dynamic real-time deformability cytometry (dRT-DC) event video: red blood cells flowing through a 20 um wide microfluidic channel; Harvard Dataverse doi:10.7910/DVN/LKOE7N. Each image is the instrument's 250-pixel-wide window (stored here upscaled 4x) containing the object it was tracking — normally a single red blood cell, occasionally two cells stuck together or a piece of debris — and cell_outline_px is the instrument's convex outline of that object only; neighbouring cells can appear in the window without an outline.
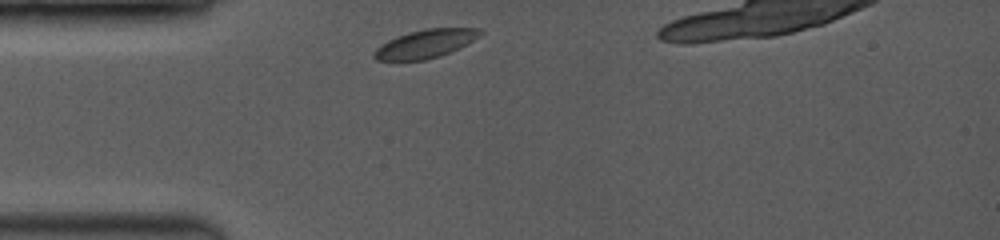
{"species": "common noctule bat (a hibernating species)", "species_latin": "Nyctalus noctula", "temperature_condition": "room temperature", "stored_images_in_passage": 23, "camera_frame_rate_fps": 3500, "um_per_image_px": 0.085, "animal": {"sex": "female", "body_mass_g": 19.0, "forearm_length_mm": 53.3}, "frame": {"image": 1, "passage_image": 1, "time_ms": 0.0, "image_size_px": [1000, 240], "cell_outline_px": [[484, 32], [480, 36], [440, 56], [424, 60], [376, 60], [372, 56], [372, 52], [376, 48], [388, 40], [396, 36], [408, 32], [428, 28], [480, 28]], "centroid_in_image_um": [36.12, 3.71], "position_along_channel_um": 48.9, "area_um2": 17.34}}
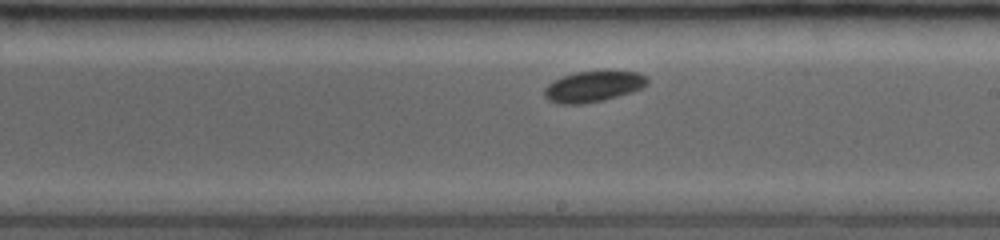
{"frame": {"image": 2, "passage_image": 13, "time_ms": 5.143, "image_size_px": [1000, 240], "cell_outline_px": [[648, 84], [632, 92], [604, 100], [580, 104], [556, 104], [548, 100], [544, 96], [544, 88], [548, 84], [564, 76], [576, 72], [640, 72], [648, 76]], "centroid_in_image_um": [50.43, 7.37], "position_along_channel_um": 238.6, "area_um2": 18.32}}
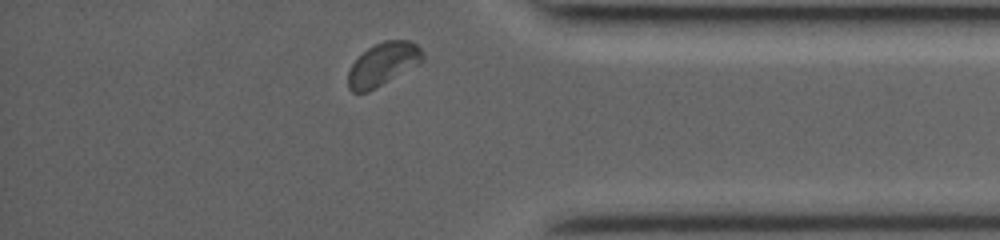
{"frame": {"image": 3, "passage_image": 22, "time_ms": 9.429, "image_size_px": [1000, 240], "cell_outline_px": [[424, 60], [420, 64], [368, 92], [352, 92], [348, 88], [348, 72], [352, 64], [368, 48], [384, 40], [408, 40], [416, 44], [424, 52]], "centroid_in_image_um": [32.58, 5.46], "position_along_channel_um": 402.6, "area_um2": 18.67}}